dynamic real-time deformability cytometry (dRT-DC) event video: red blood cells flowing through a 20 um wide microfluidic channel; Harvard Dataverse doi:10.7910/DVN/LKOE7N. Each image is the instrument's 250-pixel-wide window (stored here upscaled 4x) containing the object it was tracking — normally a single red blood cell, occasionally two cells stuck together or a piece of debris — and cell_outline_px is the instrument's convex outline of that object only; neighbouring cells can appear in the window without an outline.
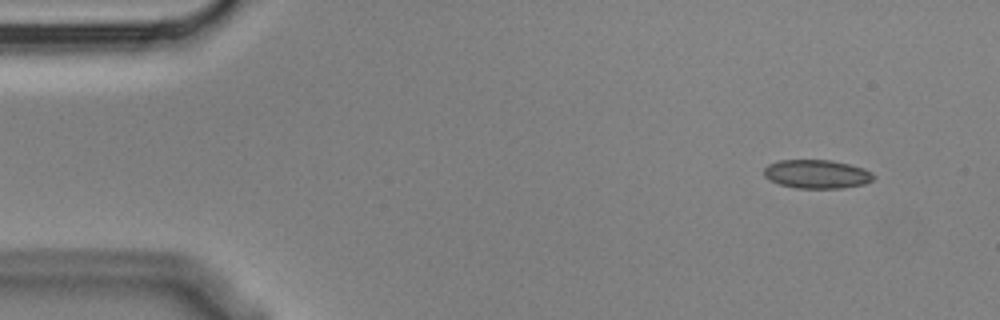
{"species": "Egyptian fruit bat (a non-hibernating species)", "species_latin": "Rousettus aegyptiacus", "temperature_condition": "cold", "stored_images_in_passage": 5, "segment_of_instrument_passage": [1, 2], "camera_frame_rate_fps": 3000, "um_per_image_px": 0.085, "animal": {"sex": "male"}, "frame": {"image": 1, "passage_image": 1, "time_ms": 0.0, "image_size_px": [1000, 320], "cell_outline_px": [[876, 176], [872, 180], [864, 184], [840, 188], [796, 188], [780, 184], [764, 176], [764, 168], [768, 164], [780, 160], [832, 160], [864, 168], [872, 172]], "centroid_in_image_um": [69.45, 14.79], "position_along_channel_um": 15.6, "area_um2": 18.26}}
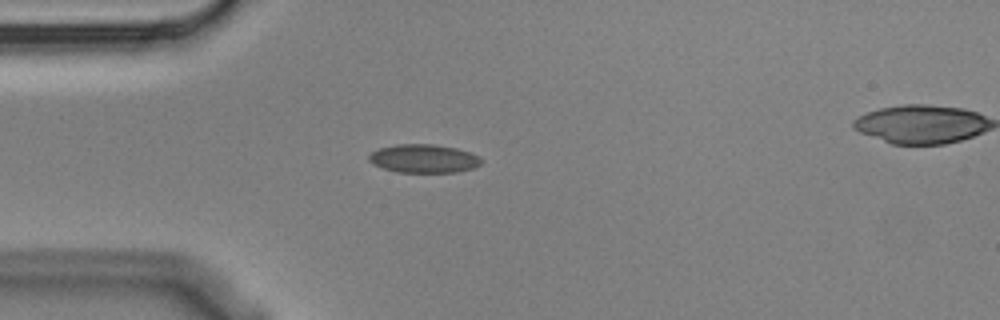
{"frame": {"image": 2, "passage_image": 4, "time_ms": 1.0, "image_size_px": [1000, 320], "cell_outline_px": [[480, 164], [472, 168], [456, 172], [396, 172], [372, 164], [368, 160], [368, 156], [372, 152], [380, 148], [396, 144], [432, 144], [456, 148], [480, 156]], "centroid_in_image_um": [35.98, 13.48], "position_along_channel_um": 49.0, "area_um2": 18.5}}